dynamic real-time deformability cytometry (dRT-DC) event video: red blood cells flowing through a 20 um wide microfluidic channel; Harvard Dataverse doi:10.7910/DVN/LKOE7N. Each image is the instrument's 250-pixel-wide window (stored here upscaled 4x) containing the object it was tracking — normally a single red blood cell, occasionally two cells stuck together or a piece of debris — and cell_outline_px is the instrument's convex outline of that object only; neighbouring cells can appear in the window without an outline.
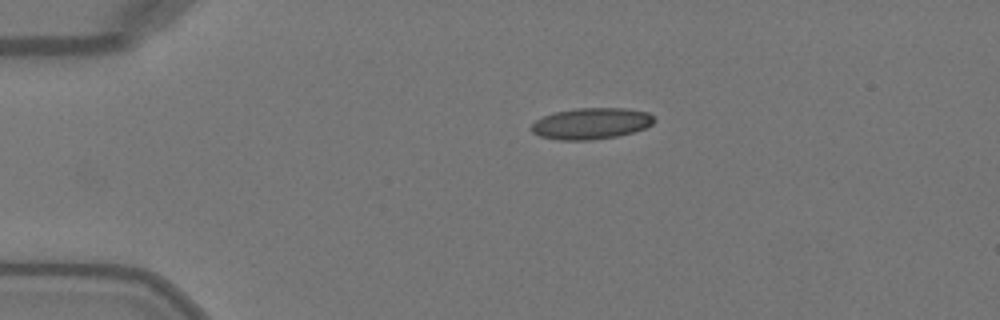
{"species": "Egyptian fruit bat (a non-hibernating species)", "species_latin": "Rousettus aegyptiacus", "temperature_condition": "warm", "stored_images_in_passage": 7, "camera_frame_rate_fps": 3000, "um_per_image_px": 0.085, "animal": {"sex": "female"}, "frame": {"image": 1, "passage_image": 1, "time_ms": 0.0, "image_size_px": [1000, 320], "cell_outline_px": [[656, 120], [652, 124], [644, 128], [632, 132], [616, 136], [592, 140], [560, 140], [540, 136], [532, 132], [532, 124], [536, 120], [552, 112], [576, 108], [624, 108], [648, 112]], "centroid_in_image_um": [50.24, 10.49], "position_along_channel_um": 34.8, "area_um2": 22.31}}